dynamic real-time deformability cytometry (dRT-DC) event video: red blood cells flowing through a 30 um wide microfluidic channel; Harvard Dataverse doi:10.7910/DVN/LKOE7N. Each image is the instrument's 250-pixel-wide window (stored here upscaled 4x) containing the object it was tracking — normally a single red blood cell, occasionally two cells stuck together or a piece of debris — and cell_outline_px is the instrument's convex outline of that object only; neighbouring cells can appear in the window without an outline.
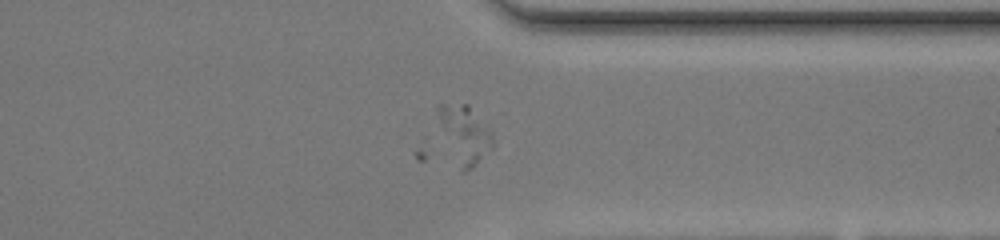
{"species": "common noctule bat (a hibernating species)", "species_latin": "Nyctalus noctula", "temperature_condition": "warm", "stored_images_in_passage": 40, "camera_frame_rate_fps": 3000, "um_per_image_px": 0.085, "animal": {"sex": "female", "body_mass_g": 20.0, "forearm_length_mm": 54.0}, "frame": {"image": 1, "passage_image": 29, "time_ms": 9.333, "image_size_px": [1000, 240], "cell_outline_px": [[492, 148], [472, 168], [464, 172], [460, 172], [436, 112], [436, 108], [440, 104], [468, 104], [492, 132]], "centroid_in_image_um": [39.51, 11.41], "position_along_channel_um": 371.9, "area_um2": 17.69}}